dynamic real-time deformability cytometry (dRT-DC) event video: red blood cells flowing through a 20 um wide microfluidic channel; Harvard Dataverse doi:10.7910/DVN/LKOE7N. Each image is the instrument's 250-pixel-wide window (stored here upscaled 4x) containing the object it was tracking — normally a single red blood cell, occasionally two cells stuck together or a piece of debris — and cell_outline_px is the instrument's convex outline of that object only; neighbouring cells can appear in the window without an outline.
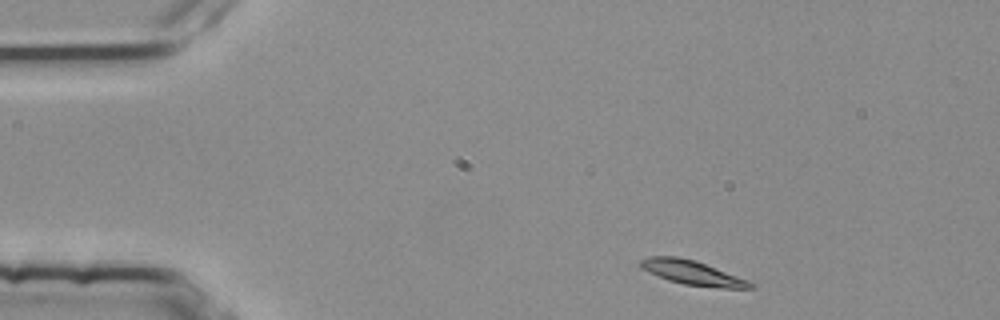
{"species": "common noctule bat (a hibernating species)", "species_latin": "Nyctalus noctula", "temperature_condition": "room temperature", "stored_images_in_passage": 4, "camera_frame_rate_fps": 3000, "um_per_image_px": 0.085, "animal": {"sex": "female", "body_mass_g": 25.1}, "frame": {"image": 1, "passage_image": 1, "time_ms": 0.0, "image_size_px": [1000, 320], "cell_outline_px": [[756, 288], [724, 288], [684, 284], [668, 280], [640, 268], [640, 260], [648, 256], [676, 256], [696, 260], [748, 280]], "centroid_in_image_um": [58.83, 23.17], "position_along_channel_um": 26.2, "area_um2": 15.43}}